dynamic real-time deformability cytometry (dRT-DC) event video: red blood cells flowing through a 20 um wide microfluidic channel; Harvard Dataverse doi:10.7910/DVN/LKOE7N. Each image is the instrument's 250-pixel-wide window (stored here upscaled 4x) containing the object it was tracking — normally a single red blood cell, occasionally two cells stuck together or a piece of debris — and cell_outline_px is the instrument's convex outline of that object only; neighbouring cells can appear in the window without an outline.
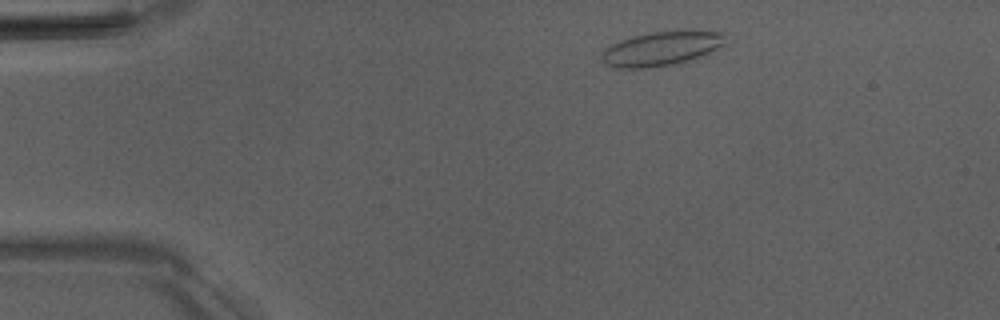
{"species": "Egyptian fruit bat (a non-hibernating species)", "species_latin": "Rousettus aegyptiacus", "temperature_condition": "room temperature", "stored_images_in_passage": 46, "camera_frame_rate_fps": 3000, "um_per_image_px": 0.085, "animal": {"sex": "male"}, "frame": {"image": 1, "passage_image": 3, "time_ms": 0.667, "image_size_px": [1000, 320], "cell_outline_px": [[728, 32], [724, 44], [692, 60], [672, 64], [644, 68], [620, 68], [604, 64], [600, 56], [600, 52], [612, 44], [620, 40], [632, 36], [652, 32]], "centroid_in_image_um": [56.16, 4.14], "position_along_channel_um": 28.8, "area_um2": 24.22}}
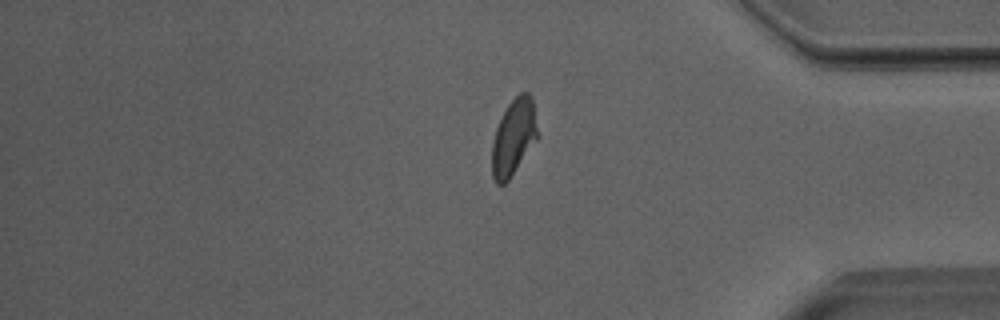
{"frame": {"image": 2, "passage_image": 37, "time_ms": 12.0, "image_size_px": [1000, 320], "cell_outline_px": [[540, 136], [508, 180], [504, 184], [496, 184], [492, 176], [492, 140], [496, 128], [508, 104], [520, 92], [528, 92], [532, 96]], "centroid_in_image_um": [43.69, 11.64], "position_along_channel_um": 391.5, "area_um2": 20.46}}
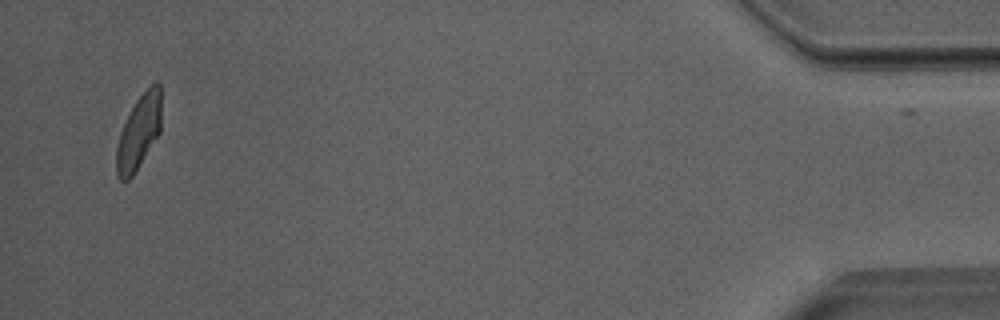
{"frame": {"image": 3, "passage_image": 44, "time_ms": 14.333, "image_size_px": [1000, 320], "cell_outline_px": [[160, 132], [132, 176], [128, 180], [120, 180], [116, 176], [116, 148], [120, 132], [136, 100], [156, 80], [160, 84]], "centroid_in_image_um": [11.78, 11.25], "position_along_channel_um": 423.4, "area_um2": 19.02}, "authors_computed_cell_mechanics": {"area_um2": 20.7502, "velocity_mm_per_s": 3.9841, "shape_relaxation_time_tau1_ms": 8.5305, "shape_relaxation_time_tau2_ms": 1.2506, "deformation_change_tau1": 0.1919, "deformation_change_tau2": 0.0672}}